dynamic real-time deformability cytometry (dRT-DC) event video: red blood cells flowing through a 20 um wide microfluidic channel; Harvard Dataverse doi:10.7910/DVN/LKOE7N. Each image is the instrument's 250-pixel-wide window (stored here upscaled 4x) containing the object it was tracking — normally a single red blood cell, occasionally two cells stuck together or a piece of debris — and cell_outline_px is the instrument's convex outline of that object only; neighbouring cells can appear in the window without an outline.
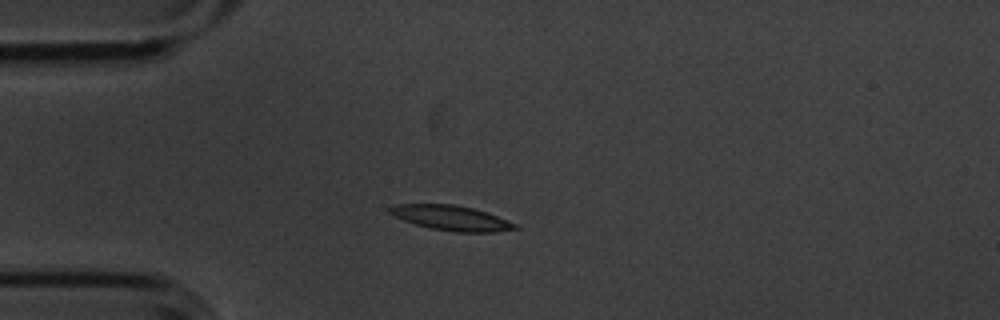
{"species": "common noctule bat (a hibernating species)", "species_latin": "Nyctalus noctula", "temperature_condition": "cold", "stored_images_in_passage": 3, "camera_frame_rate_fps": 3000, "um_per_image_px": 0.085, "animal": {"sex": "male", "body_mass_g": 20.1, "forearm_length_mm": 53.5}, "frame": {"image": 1, "passage_image": 3, "time_ms": 0.667, "image_size_px": [1000, 320], "cell_outline_px": [[520, 228], [492, 232], [456, 232], [432, 228], [416, 224], [404, 220], [388, 212], [388, 208], [396, 204], [452, 204], [472, 208], [496, 216], [516, 224]], "centroid_in_image_um": [38.34, 18.52], "position_along_channel_um": 46.7, "area_um2": 17.8}}